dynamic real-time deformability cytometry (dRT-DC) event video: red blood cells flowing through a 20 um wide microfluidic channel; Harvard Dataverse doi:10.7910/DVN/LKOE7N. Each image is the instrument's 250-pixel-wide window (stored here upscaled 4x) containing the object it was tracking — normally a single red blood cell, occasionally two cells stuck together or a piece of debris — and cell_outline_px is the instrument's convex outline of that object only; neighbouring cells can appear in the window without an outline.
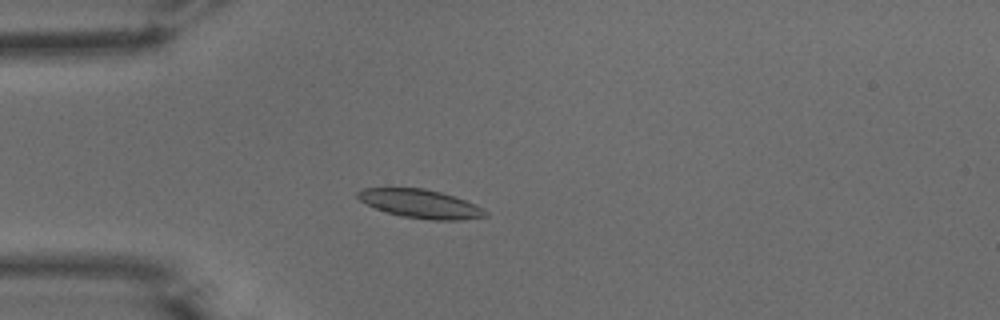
{"species": "common noctule bat (a hibernating species)", "species_latin": "Nyctalus noctula", "temperature_condition": "warm", "stored_images_in_passage": 39, "camera_frame_rate_fps": 3000, "um_per_image_px": 0.085, "animal": {"sex": "male", "body_mass_g": 15.6}, "frame": {"image": 1, "passage_image": 1, "time_ms": 0.0, "image_size_px": [1000, 320], "cell_outline_px": [[488, 216], [460, 220], [428, 220], [400, 216], [376, 208], [360, 200], [356, 196], [356, 192], [364, 188], [424, 188], [440, 192], [476, 204], [488, 212]], "centroid_in_image_um": [35.75, 17.33], "position_along_channel_um": 49.2, "area_um2": 21.15}}
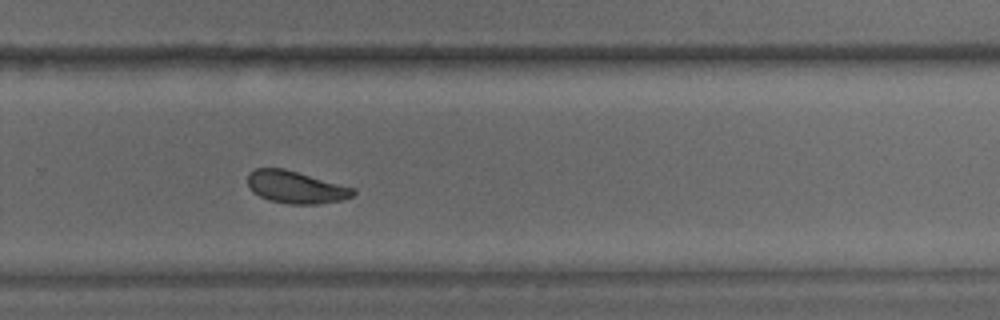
{"frame": {"image": 2, "passage_image": 22, "time_ms": 7.0, "image_size_px": [1000, 320], "cell_outline_px": [[356, 192], [352, 196], [340, 200], [316, 204], [288, 204], [268, 200], [252, 192], [248, 184], [248, 172], [256, 168], [284, 168], [356, 188]], "centroid_in_image_um": [25.13, 15.9], "position_along_channel_um": 304.7, "area_um2": 19.94}}
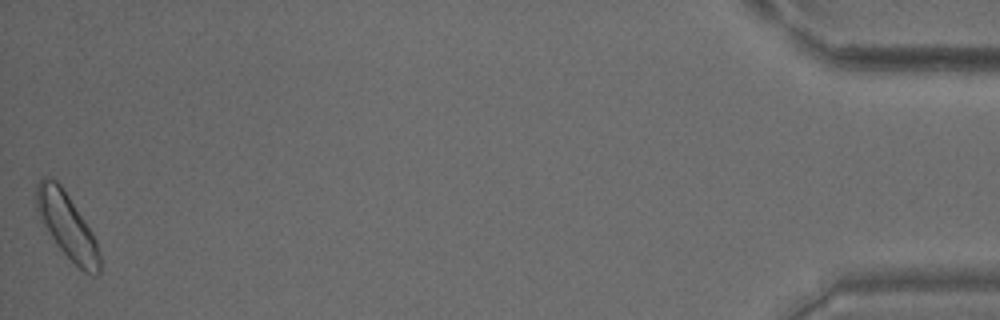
{"frame": {"image": 3, "passage_image": 39, "time_ms": 12.667, "image_size_px": [1000, 320], "cell_outline_px": [[100, 272], [96, 276], [92, 276], [84, 272], [56, 244], [40, 220], [36, 208], [36, 184], [44, 176], [52, 176], [60, 184], [92, 232], [96, 240], [100, 252]], "centroid_in_image_um": [5.69, 19.18], "position_along_channel_um": 429.5, "area_um2": 23.93}, "authors_computed_cell_mechanics": {"area_um2": 20.6346, "velocity_mm_per_s": 3.8337, "shape_relaxation_time_tau1_ms": 3.2664, "shape_relaxation_time_tau2_ms": 4.0941, "deformation_change_tau1": 0.108, "deformation_change_tau2": 0.0908}}